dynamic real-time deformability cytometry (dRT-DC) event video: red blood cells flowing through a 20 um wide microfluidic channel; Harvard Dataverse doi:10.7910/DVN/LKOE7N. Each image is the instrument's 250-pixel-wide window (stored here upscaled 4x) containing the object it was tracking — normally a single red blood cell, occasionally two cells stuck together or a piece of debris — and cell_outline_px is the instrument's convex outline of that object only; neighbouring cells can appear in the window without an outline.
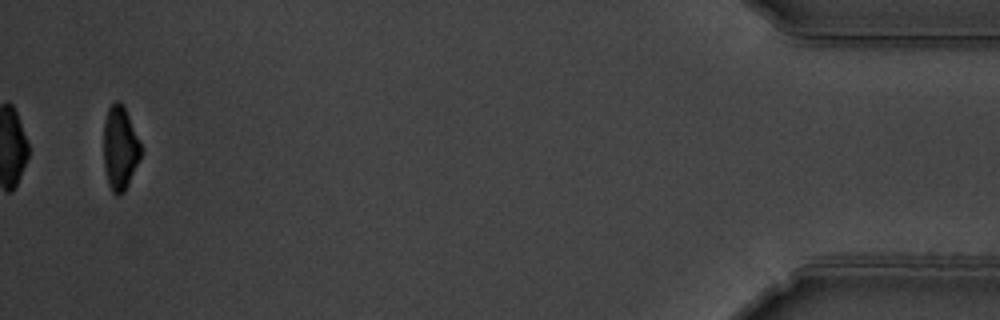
{"species": "common noctule bat (a hibernating species)", "species_latin": "Nyctalus noctula", "temperature_condition": "warm", "stored_images_in_passage": 15, "camera_frame_rate_fps": 3000, "um_per_image_px": 0.085, "animal": {"sex": "male", "body_mass_g": 19.5, "forearm_length_mm": 54.6}, "frame": {"image": 1, "passage_image": 15, "time_ms": 17.0, "image_size_px": [1000, 320], "cell_outline_px": [[140, 156], [128, 184], [124, 192], [120, 196], [116, 196], [112, 192], [108, 184], [104, 168], [104, 120], [108, 108], [116, 100], [120, 100], [124, 104], [140, 144]], "centroid_in_image_um": [10.17, 12.57], "position_along_channel_um": 425.0, "area_um2": 18.09}, "authors_computed_cell_mechanics": {"area_um2": 21.3282, "velocity_mm_per_s": 3.8218, "shape_relaxation_time_tau1_ms": 4.1037, "shape_relaxation_time_tau2_ms": null, "deformation_change_tau1": 0.2397, "deformation_change_tau2": null}}